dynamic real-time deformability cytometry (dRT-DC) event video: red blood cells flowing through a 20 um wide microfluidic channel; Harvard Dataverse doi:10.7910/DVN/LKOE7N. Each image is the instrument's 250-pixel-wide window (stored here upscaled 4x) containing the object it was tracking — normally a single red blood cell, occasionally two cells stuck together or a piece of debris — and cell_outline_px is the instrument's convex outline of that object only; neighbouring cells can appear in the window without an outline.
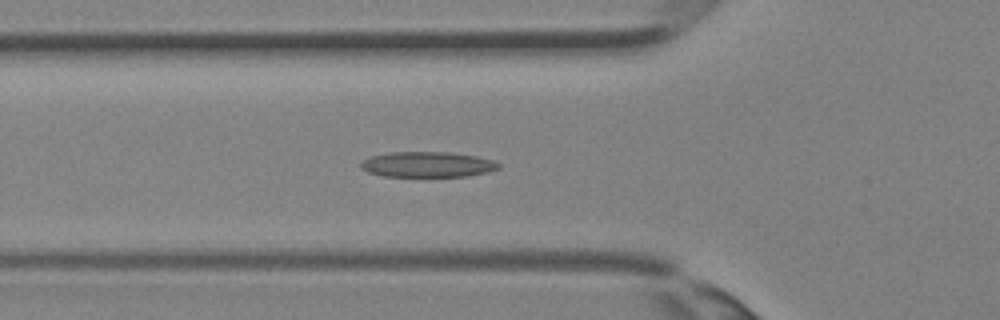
{"species": "Egyptian fruit bat (a non-hibernating species)", "species_latin": "Rousettus aegyptiacus", "temperature_condition": "room temperature", "stored_images_in_passage": 25, "camera_frame_rate_fps": 3000, "um_per_image_px": 0.085, "animal": {"sex": "female"}, "frame": {"image": 1, "passage_image": 2, "time_ms": 0.333, "image_size_px": [1000, 320], "cell_outline_px": [[500, 168], [488, 172], [468, 176], [384, 176], [368, 172], [360, 168], [360, 164], [364, 160], [372, 156], [388, 152], [448, 152], [476, 156], [492, 160], [500, 164]], "centroid_in_image_um": [36.34, 13.98], "position_along_channel_um": 89.5, "area_um2": 20.35}}
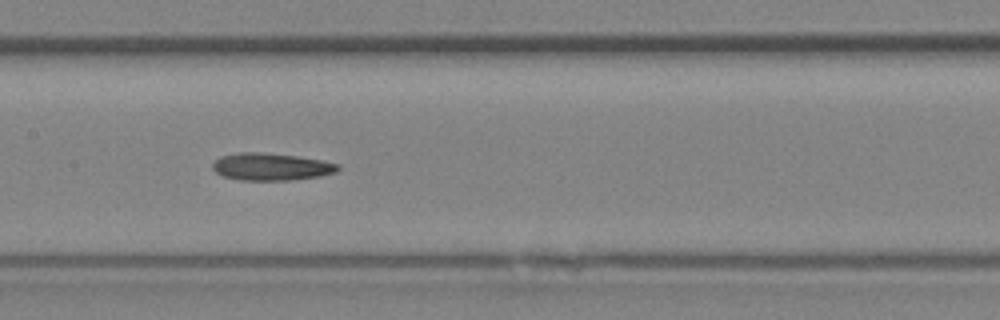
{"frame": {"image": 2, "passage_image": 7, "time_ms": 2.0, "image_size_px": [1000, 320], "cell_outline_px": [[340, 168], [336, 172], [320, 176], [288, 180], [240, 180], [224, 176], [216, 172], [212, 168], [212, 164], [220, 156], [240, 152], [260, 152], [296, 156], [320, 160], [340, 164]], "centroid_in_image_um": [23.04, 14.17], "position_along_channel_um": 184.4, "area_um2": 19.83}}
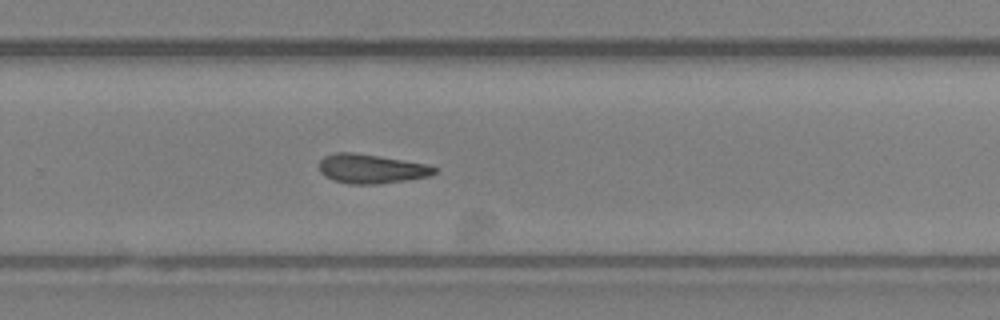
{"frame": {"image": 3, "passage_image": 13, "time_ms": 4.0, "image_size_px": [1000, 320], "cell_outline_px": [[436, 172], [428, 176], [404, 180], [376, 184], [348, 184], [332, 180], [324, 176], [320, 172], [320, 160], [324, 156], [332, 152], [352, 152], [380, 156], [424, 164], [436, 168]], "centroid_in_image_um": [31.47, 14.34], "position_along_channel_um": 298.3, "area_um2": 19.48}}